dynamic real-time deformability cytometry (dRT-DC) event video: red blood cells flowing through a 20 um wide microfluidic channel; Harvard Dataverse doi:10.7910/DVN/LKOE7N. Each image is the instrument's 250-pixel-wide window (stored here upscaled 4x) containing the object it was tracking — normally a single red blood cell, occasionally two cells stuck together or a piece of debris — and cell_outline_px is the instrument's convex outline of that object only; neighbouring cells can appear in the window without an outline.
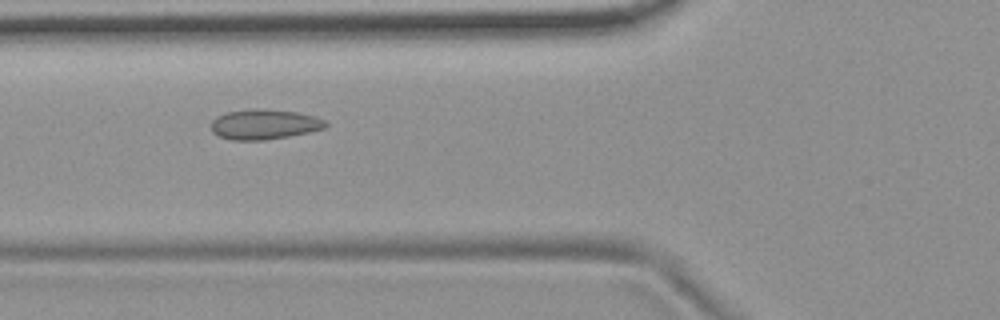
{"species": "common noctule bat (a hibernating species)", "species_latin": "Nyctalus noctula", "temperature_condition": "room temperature", "stored_images_in_passage": 9, "camera_frame_rate_fps": 3000, "um_per_image_px": 0.085, "animal": {"sex": "female", "body_mass_g": 19.9}, "frame": {"image": 1, "passage_image": 6, "time_ms": 1.667, "image_size_px": [1000, 320], "cell_outline_px": [[328, 124], [324, 128], [308, 132], [288, 136], [264, 140], [232, 140], [220, 136], [212, 132], [212, 120], [216, 116], [224, 112], [256, 108], [264, 108], [296, 112], [316, 116], [324, 120]], "centroid_in_image_um": [22.45, 10.55], "position_along_channel_um": 103.4, "area_um2": 20.11}}
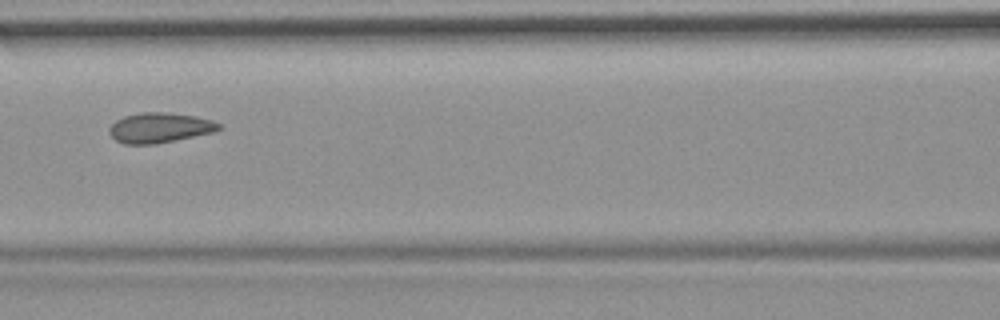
{"frame": {"image": 2, "passage_image": 7, "time_ms": 2.0, "image_size_px": [1000, 320], "cell_outline_px": [[220, 128], [212, 132], [156, 144], [124, 144], [116, 140], [108, 132], [108, 128], [116, 120], [124, 116], [140, 112], [164, 112], [196, 116], [212, 120], [220, 124]], "centroid_in_image_um": [13.53, 10.85], "position_along_channel_um": 153.1, "area_um2": 19.07}}